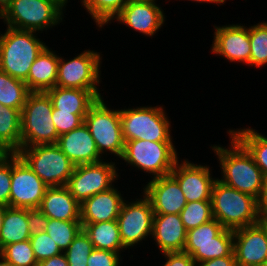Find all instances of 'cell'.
<instances>
[{
	"instance_id": "cell-14",
	"label": "cell",
	"mask_w": 267,
	"mask_h": 266,
	"mask_svg": "<svg viewBox=\"0 0 267 266\" xmlns=\"http://www.w3.org/2000/svg\"><path fill=\"white\" fill-rule=\"evenodd\" d=\"M48 187L17 153L11 154L9 207L39 208Z\"/></svg>"
},
{
	"instance_id": "cell-20",
	"label": "cell",
	"mask_w": 267,
	"mask_h": 266,
	"mask_svg": "<svg viewBox=\"0 0 267 266\" xmlns=\"http://www.w3.org/2000/svg\"><path fill=\"white\" fill-rule=\"evenodd\" d=\"M117 186L116 184L106 191L97 193L80 204L82 228L88 223L117 220L123 201L128 198Z\"/></svg>"
},
{
	"instance_id": "cell-22",
	"label": "cell",
	"mask_w": 267,
	"mask_h": 266,
	"mask_svg": "<svg viewBox=\"0 0 267 266\" xmlns=\"http://www.w3.org/2000/svg\"><path fill=\"white\" fill-rule=\"evenodd\" d=\"M57 145L75 166L104 160L98 152L95 141L85 123L60 135Z\"/></svg>"
},
{
	"instance_id": "cell-39",
	"label": "cell",
	"mask_w": 267,
	"mask_h": 266,
	"mask_svg": "<svg viewBox=\"0 0 267 266\" xmlns=\"http://www.w3.org/2000/svg\"><path fill=\"white\" fill-rule=\"evenodd\" d=\"M11 190V154L0 155V204L9 206Z\"/></svg>"
},
{
	"instance_id": "cell-52",
	"label": "cell",
	"mask_w": 267,
	"mask_h": 266,
	"mask_svg": "<svg viewBox=\"0 0 267 266\" xmlns=\"http://www.w3.org/2000/svg\"><path fill=\"white\" fill-rule=\"evenodd\" d=\"M67 4L70 3V0H64ZM72 1V0H71Z\"/></svg>"
},
{
	"instance_id": "cell-48",
	"label": "cell",
	"mask_w": 267,
	"mask_h": 266,
	"mask_svg": "<svg viewBox=\"0 0 267 266\" xmlns=\"http://www.w3.org/2000/svg\"><path fill=\"white\" fill-rule=\"evenodd\" d=\"M12 0H0V15L5 11V9L11 4Z\"/></svg>"
},
{
	"instance_id": "cell-18",
	"label": "cell",
	"mask_w": 267,
	"mask_h": 266,
	"mask_svg": "<svg viewBox=\"0 0 267 266\" xmlns=\"http://www.w3.org/2000/svg\"><path fill=\"white\" fill-rule=\"evenodd\" d=\"M141 191L150 200L154 214H180L187 200L171 175L148 179Z\"/></svg>"
},
{
	"instance_id": "cell-34",
	"label": "cell",
	"mask_w": 267,
	"mask_h": 266,
	"mask_svg": "<svg viewBox=\"0 0 267 266\" xmlns=\"http://www.w3.org/2000/svg\"><path fill=\"white\" fill-rule=\"evenodd\" d=\"M180 217L187 231L209 222L214 218L211 200L187 202Z\"/></svg>"
},
{
	"instance_id": "cell-13",
	"label": "cell",
	"mask_w": 267,
	"mask_h": 266,
	"mask_svg": "<svg viewBox=\"0 0 267 266\" xmlns=\"http://www.w3.org/2000/svg\"><path fill=\"white\" fill-rule=\"evenodd\" d=\"M117 164L119 165V162L108 158L97 163L77 165L66 187L82 204L91 196L110 189L122 179Z\"/></svg>"
},
{
	"instance_id": "cell-11",
	"label": "cell",
	"mask_w": 267,
	"mask_h": 266,
	"mask_svg": "<svg viewBox=\"0 0 267 266\" xmlns=\"http://www.w3.org/2000/svg\"><path fill=\"white\" fill-rule=\"evenodd\" d=\"M233 251V230L224 228L215 218L187 231L183 252L191 255L195 263L226 257Z\"/></svg>"
},
{
	"instance_id": "cell-32",
	"label": "cell",
	"mask_w": 267,
	"mask_h": 266,
	"mask_svg": "<svg viewBox=\"0 0 267 266\" xmlns=\"http://www.w3.org/2000/svg\"><path fill=\"white\" fill-rule=\"evenodd\" d=\"M250 39V68L267 66V20L258 21L256 24L249 25Z\"/></svg>"
},
{
	"instance_id": "cell-43",
	"label": "cell",
	"mask_w": 267,
	"mask_h": 266,
	"mask_svg": "<svg viewBox=\"0 0 267 266\" xmlns=\"http://www.w3.org/2000/svg\"><path fill=\"white\" fill-rule=\"evenodd\" d=\"M195 266H237L234 251L226 257L215 258L201 263H195Z\"/></svg>"
},
{
	"instance_id": "cell-5",
	"label": "cell",
	"mask_w": 267,
	"mask_h": 266,
	"mask_svg": "<svg viewBox=\"0 0 267 266\" xmlns=\"http://www.w3.org/2000/svg\"><path fill=\"white\" fill-rule=\"evenodd\" d=\"M175 142H154L150 140L126 141L119 161L128 170L145 173L149 179L166 176L171 173L175 163L180 159ZM179 156V157H178ZM143 172V173H142ZM150 174V175H149Z\"/></svg>"
},
{
	"instance_id": "cell-45",
	"label": "cell",
	"mask_w": 267,
	"mask_h": 266,
	"mask_svg": "<svg viewBox=\"0 0 267 266\" xmlns=\"http://www.w3.org/2000/svg\"><path fill=\"white\" fill-rule=\"evenodd\" d=\"M176 1H178V0H176ZM180 1V0H179ZM181 1H186V0H181ZM188 1H191L192 3H194L195 2V4L197 5L198 3L199 4H205V5H207V4H213V5H215V7L216 6H222L223 4H225L226 2H227V0H187V2Z\"/></svg>"
},
{
	"instance_id": "cell-49",
	"label": "cell",
	"mask_w": 267,
	"mask_h": 266,
	"mask_svg": "<svg viewBox=\"0 0 267 266\" xmlns=\"http://www.w3.org/2000/svg\"><path fill=\"white\" fill-rule=\"evenodd\" d=\"M6 207L7 206L0 204V230L2 228Z\"/></svg>"
},
{
	"instance_id": "cell-3",
	"label": "cell",
	"mask_w": 267,
	"mask_h": 266,
	"mask_svg": "<svg viewBox=\"0 0 267 266\" xmlns=\"http://www.w3.org/2000/svg\"><path fill=\"white\" fill-rule=\"evenodd\" d=\"M5 28L0 31V70L25 82L30 67L47 44L41 33Z\"/></svg>"
},
{
	"instance_id": "cell-28",
	"label": "cell",
	"mask_w": 267,
	"mask_h": 266,
	"mask_svg": "<svg viewBox=\"0 0 267 266\" xmlns=\"http://www.w3.org/2000/svg\"><path fill=\"white\" fill-rule=\"evenodd\" d=\"M29 239L27 209L7 206L0 230V251L11 243Z\"/></svg>"
},
{
	"instance_id": "cell-31",
	"label": "cell",
	"mask_w": 267,
	"mask_h": 266,
	"mask_svg": "<svg viewBox=\"0 0 267 266\" xmlns=\"http://www.w3.org/2000/svg\"><path fill=\"white\" fill-rule=\"evenodd\" d=\"M30 93L24 81L0 70V105L18 109L21 112Z\"/></svg>"
},
{
	"instance_id": "cell-15",
	"label": "cell",
	"mask_w": 267,
	"mask_h": 266,
	"mask_svg": "<svg viewBox=\"0 0 267 266\" xmlns=\"http://www.w3.org/2000/svg\"><path fill=\"white\" fill-rule=\"evenodd\" d=\"M213 40L210 53L225 58L229 63L250 67L251 46L249 25L232 23L213 25Z\"/></svg>"
},
{
	"instance_id": "cell-2",
	"label": "cell",
	"mask_w": 267,
	"mask_h": 266,
	"mask_svg": "<svg viewBox=\"0 0 267 266\" xmlns=\"http://www.w3.org/2000/svg\"><path fill=\"white\" fill-rule=\"evenodd\" d=\"M67 6L64 0H12L0 20L4 26L47 35L60 23L64 25Z\"/></svg>"
},
{
	"instance_id": "cell-40",
	"label": "cell",
	"mask_w": 267,
	"mask_h": 266,
	"mask_svg": "<svg viewBox=\"0 0 267 266\" xmlns=\"http://www.w3.org/2000/svg\"><path fill=\"white\" fill-rule=\"evenodd\" d=\"M123 255L125 254L94 248L88 257L87 266H122Z\"/></svg>"
},
{
	"instance_id": "cell-8",
	"label": "cell",
	"mask_w": 267,
	"mask_h": 266,
	"mask_svg": "<svg viewBox=\"0 0 267 266\" xmlns=\"http://www.w3.org/2000/svg\"><path fill=\"white\" fill-rule=\"evenodd\" d=\"M53 104L46 92H31L21 110V147L57 144Z\"/></svg>"
},
{
	"instance_id": "cell-51",
	"label": "cell",
	"mask_w": 267,
	"mask_h": 266,
	"mask_svg": "<svg viewBox=\"0 0 267 266\" xmlns=\"http://www.w3.org/2000/svg\"><path fill=\"white\" fill-rule=\"evenodd\" d=\"M131 1H158V0H128V2H131Z\"/></svg>"
},
{
	"instance_id": "cell-44",
	"label": "cell",
	"mask_w": 267,
	"mask_h": 266,
	"mask_svg": "<svg viewBox=\"0 0 267 266\" xmlns=\"http://www.w3.org/2000/svg\"><path fill=\"white\" fill-rule=\"evenodd\" d=\"M37 266H68L64 253L38 262Z\"/></svg>"
},
{
	"instance_id": "cell-29",
	"label": "cell",
	"mask_w": 267,
	"mask_h": 266,
	"mask_svg": "<svg viewBox=\"0 0 267 266\" xmlns=\"http://www.w3.org/2000/svg\"><path fill=\"white\" fill-rule=\"evenodd\" d=\"M230 132L253 156L255 163L267 178V135L247 125V128H231Z\"/></svg>"
},
{
	"instance_id": "cell-17",
	"label": "cell",
	"mask_w": 267,
	"mask_h": 266,
	"mask_svg": "<svg viewBox=\"0 0 267 266\" xmlns=\"http://www.w3.org/2000/svg\"><path fill=\"white\" fill-rule=\"evenodd\" d=\"M202 164L181 158L170 173L178 181L187 202L211 200L212 189L218 177L213 176V167Z\"/></svg>"
},
{
	"instance_id": "cell-16",
	"label": "cell",
	"mask_w": 267,
	"mask_h": 266,
	"mask_svg": "<svg viewBox=\"0 0 267 266\" xmlns=\"http://www.w3.org/2000/svg\"><path fill=\"white\" fill-rule=\"evenodd\" d=\"M161 4L157 1H131L128 2L123 9L112 19L107 25L117 24L124 25L132 32H139L142 36L153 38L162 31V27L166 25L167 16L164 13Z\"/></svg>"
},
{
	"instance_id": "cell-50",
	"label": "cell",
	"mask_w": 267,
	"mask_h": 266,
	"mask_svg": "<svg viewBox=\"0 0 267 266\" xmlns=\"http://www.w3.org/2000/svg\"><path fill=\"white\" fill-rule=\"evenodd\" d=\"M0 266H13L10 262L6 261L2 256H0Z\"/></svg>"
},
{
	"instance_id": "cell-25",
	"label": "cell",
	"mask_w": 267,
	"mask_h": 266,
	"mask_svg": "<svg viewBox=\"0 0 267 266\" xmlns=\"http://www.w3.org/2000/svg\"><path fill=\"white\" fill-rule=\"evenodd\" d=\"M102 90H82L78 88H62L55 86L46 91L52 100L53 107L59 112L72 114H87L90 107L103 97Z\"/></svg>"
},
{
	"instance_id": "cell-35",
	"label": "cell",
	"mask_w": 267,
	"mask_h": 266,
	"mask_svg": "<svg viewBox=\"0 0 267 266\" xmlns=\"http://www.w3.org/2000/svg\"><path fill=\"white\" fill-rule=\"evenodd\" d=\"M6 261L13 266H37L38 262L34 256V251L29 240L11 243L0 251Z\"/></svg>"
},
{
	"instance_id": "cell-7",
	"label": "cell",
	"mask_w": 267,
	"mask_h": 266,
	"mask_svg": "<svg viewBox=\"0 0 267 266\" xmlns=\"http://www.w3.org/2000/svg\"><path fill=\"white\" fill-rule=\"evenodd\" d=\"M104 97L90 107L84 118V123L92 135L100 155L107 159L119 160L123 154L125 141L123 139L120 108H111ZM108 155V156H107ZM113 156V158H111ZM116 157V158H115Z\"/></svg>"
},
{
	"instance_id": "cell-41",
	"label": "cell",
	"mask_w": 267,
	"mask_h": 266,
	"mask_svg": "<svg viewBox=\"0 0 267 266\" xmlns=\"http://www.w3.org/2000/svg\"><path fill=\"white\" fill-rule=\"evenodd\" d=\"M27 221L30 237L44 232L48 226V217L39 208L27 209Z\"/></svg>"
},
{
	"instance_id": "cell-9",
	"label": "cell",
	"mask_w": 267,
	"mask_h": 266,
	"mask_svg": "<svg viewBox=\"0 0 267 266\" xmlns=\"http://www.w3.org/2000/svg\"><path fill=\"white\" fill-rule=\"evenodd\" d=\"M102 52L86 49L75 57L61 56L59 53L58 75L56 86L62 88H78L82 90H100L103 82Z\"/></svg>"
},
{
	"instance_id": "cell-24",
	"label": "cell",
	"mask_w": 267,
	"mask_h": 266,
	"mask_svg": "<svg viewBox=\"0 0 267 266\" xmlns=\"http://www.w3.org/2000/svg\"><path fill=\"white\" fill-rule=\"evenodd\" d=\"M39 209L51 219L80 220V203L66 186L48 187Z\"/></svg>"
},
{
	"instance_id": "cell-1",
	"label": "cell",
	"mask_w": 267,
	"mask_h": 266,
	"mask_svg": "<svg viewBox=\"0 0 267 266\" xmlns=\"http://www.w3.org/2000/svg\"><path fill=\"white\" fill-rule=\"evenodd\" d=\"M229 146L211 144L220 167L217 179L240 192L260 200L264 190L265 177L248 150L230 133Z\"/></svg>"
},
{
	"instance_id": "cell-46",
	"label": "cell",
	"mask_w": 267,
	"mask_h": 266,
	"mask_svg": "<svg viewBox=\"0 0 267 266\" xmlns=\"http://www.w3.org/2000/svg\"><path fill=\"white\" fill-rule=\"evenodd\" d=\"M260 211H265L267 213V178L264 182V190L261 199L259 200Z\"/></svg>"
},
{
	"instance_id": "cell-10",
	"label": "cell",
	"mask_w": 267,
	"mask_h": 266,
	"mask_svg": "<svg viewBox=\"0 0 267 266\" xmlns=\"http://www.w3.org/2000/svg\"><path fill=\"white\" fill-rule=\"evenodd\" d=\"M17 154L49 187L66 186L75 167L57 144L21 147Z\"/></svg>"
},
{
	"instance_id": "cell-19",
	"label": "cell",
	"mask_w": 267,
	"mask_h": 266,
	"mask_svg": "<svg viewBox=\"0 0 267 266\" xmlns=\"http://www.w3.org/2000/svg\"><path fill=\"white\" fill-rule=\"evenodd\" d=\"M237 266H262L267 261V233L260 223L233 230Z\"/></svg>"
},
{
	"instance_id": "cell-33",
	"label": "cell",
	"mask_w": 267,
	"mask_h": 266,
	"mask_svg": "<svg viewBox=\"0 0 267 266\" xmlns=\"http://www.w3.org/2000/svg\"><path fill=\"white\" fill-rule=\"evenodd\" d=\"M81 229L82 224L80 220L61 221L48 218V226L45 232L57 244L60 250L64 252Z\"/></svg>"
},
{
	"instance_id": "cell-47",
	"label": "cell",
	"mask_w": 267,
	"mask_h": 266,
	"mask_svg": "<svg viewBox=\"0 0 267 266\" xmlns=\"http://www.w3.org/2000/svg\"><path fill=\"white\" fill-rule=\"evenodd\" d=\"M259 223L265 229L267 233V213L265 211H260L259 214Z\"/></svg>"
},
{
	"instance_id": "cell-23",
	"label": "cell",
	"mask_w": 267,
	"mask_h": 266,
	"mask_svg": "<svg viewBox=\"0 0 267 266\" xmlns=\"http://www.w3.org/2000/svg\"><path fill=\"white\" fill-rule=\"evenodd\" d=\"M46 46L30 67L25 81L31 92H46L56 86L59 64V51Z\"/></svg>"
},
{
	"instance_id": "cell-37",
	"label": "cell",
	"mask_w": 267,
	"mask_h": 266,
	"mask_svg": "<svg viewBox=\"0 0 267 266\" xmlns=\"http://www.w3.org/2000/svg\"><path fill=\"white\" fill-rule=\"evenodd\" d=\"M30 242L37 262L63 253L45 231L30 237Z\"/></svg>"
},
{
	"instance_id": "cell-12",
	"label": "cell",
	"mask_w": 267,
	"mask_h": 266,
	"mask_svg": "<svg viewBox=\"0 0 267 266\" xmlns=\"http://www.w3.org/2000/svg\"><path fill=\"white\" fill-rule=\"evenodd\" d=\"M140 192L139 197L123 201L117 218L122 244L128 251L141 247L152 236L154 211L150 200Z\"/></svg>"
},
{
	"instance_id": "cell-26",
	"label": "cell",
	"mask_w": 267,
	"mask_h": 266,
	"mask_svg": "<svg viewBox=\"0 0 267 266\" xmlns=\"http://www.w3.org/2000/svg\"><path fill=\"white\" fill-rule=\"evenodd\" d=\"M21 112L0 105V152L17 153L21 148Z\"/></svg>"
},
{
	"instance_id": "cell-42",
	"label": "cell",
	"mask_w": 267,
	"mask_h": 266,
	"mask_svg": "<svg viewBox=\"0 0 267 266\" xmlns=\"http://www.w3.org/2000/svg\"><path fill=\"white\" fill-rule=\"evenodd\" d=\"M164 261L162 266H195V261L185 252H173V253H164L162 254ZM161 266V265H160Z\"/></svg>"
},
{
	"instance_id": "cell-4",
	"label": "cell",
	"mask_w": 267,
	"mask_h": 266,
	"mask_svg": "<svg viewBox=\"0 0 267 266\" xmlns=\"http://www.w3.org/2000/svg\"><path fill=\"white\" fill-rule=\"evenodd\" d=\"M164 105L120 107V120L124 141L150 140L175 142L171 119Z\"/></svg>"
},
{
	"instance_id": "cell-21",
	"label": "cell",
	"mask_w": 267,
	"mask_h": 266,
	"mask_svg": "<svg viewBox=\"0 0 267 266\" xmlns=\"http://www.w3.org/2000/svg\"><path fill=\"white\" fill-rule=\"evenodd\" d=\"M151 239L159 254L183 252L187 230L180 214H154Z\"/></svg>"
},
{
	"instance_id": "cell-36",
	"label": "cell",
	"mask_w": 267,
	"mask_h": 266,
	"mask_svg": "<svg viewBox=\"0 0 267 266\" xmlns=\"http://www.w3.org/2000/svg\"><path fill=\"white\" fill-rule=\"evenodd\" d=\"M93 249L88 234L82 228L63 253L68 261V266H87L88 257Z\"/></svg>"
},
{
	"instance_id": "cell-38",
	"label": "cell",
	"mask_w": 267,
	"mask_h": 266,
	"mask_svg": "<svg viewBox=\"0 0 267 266\" xmlns=\"http://www.w3.org/2000/svg\"><path fill=\"white\" fill-rule=\"evenodd\" d=\"M52 120L58 135L65 134L80 127L84 123L86 114H72V112H59L53 107Z\"/></svg>"
},
{
	"instance_id": "cell-6",
	"label": "cell",
	"mask_w": 267,
	"mask_h": 266,
	"mask_svg": "<svg viewBox=\"0 0 267 266\" xmlns=\"http://www.w3.org/2000/svg\"><path fill=\"white\" fill-rule=\"evenodd\" d=\"M211 204L213 217L226 229L236 230L259 223V200L219 181H215Z\"/></svg>"
},
{
	"instance_id": "cell-27",
	"label": "cell",
	"mask_w": 267,
	"mask_h": 266,
	"mask_svg": "<svg viewBox=\"0 0 267 266\" xmlns=\"http://www.w3.org/2000/svg\"><path fill=\"white\" fill-rule=\"evenodd\" d=\"M83 230L88 234L95 249L110 250L116 253L127 251L122 244L117 220L88 223Z\"/></svg>"
},
{
	"instance_id": "cell-30",
	"label": "cell",
	"mask_w": 267,
	"mask_h": 266,
	"mask_svg": "<svg viewBox=\"0 0 267 266\" xmlns=\"http://www.w3.org/2000/svg\"><path fill=\"white\" fill-rule=\"evenodd\" d=\"M128 0H80V5L92 18L98 31L106 30L112 19L123 9Z\"/></svg>"
}]
</instances>
